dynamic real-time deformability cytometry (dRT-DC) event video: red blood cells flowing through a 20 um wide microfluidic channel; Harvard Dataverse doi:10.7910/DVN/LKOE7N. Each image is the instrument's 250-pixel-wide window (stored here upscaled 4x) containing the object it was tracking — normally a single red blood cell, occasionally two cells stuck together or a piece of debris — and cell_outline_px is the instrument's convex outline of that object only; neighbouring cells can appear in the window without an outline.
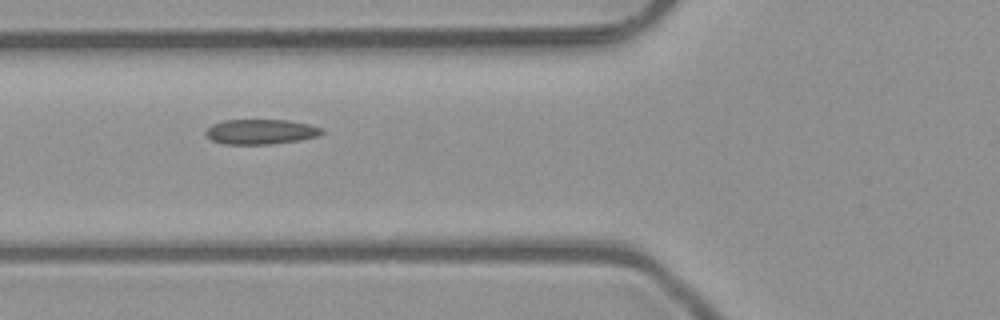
{"species": "common noctule bat (a hibernating species)", "species_latin": "Nyctalus noctula", "temperature_condition": "room temperature", "stored_images_in_passage": 9, "camera_frame_rate_fps": 3000, "um_per_image_px": 0.085, "animal": {"sex": "male", "body_mass_g": 23.1, "forearm_length_mm": 52.7}, "frame": {"image": 1, "passage_image": 7, "time_ms": 2.0, "image_size_px": [1000, 320], "cell_outline_px": [[324, 132], [316, 136], [300, 140], [272, 144], [224, 144], [212, 140], [204, 132], [212, 124], [224, 120], [288, 120], [308, 124], [324, 128]], "centroid_in_image_um": [22.17, 11.19], "position_along_channel_um": 103.6, "area_um2": 16.88}}
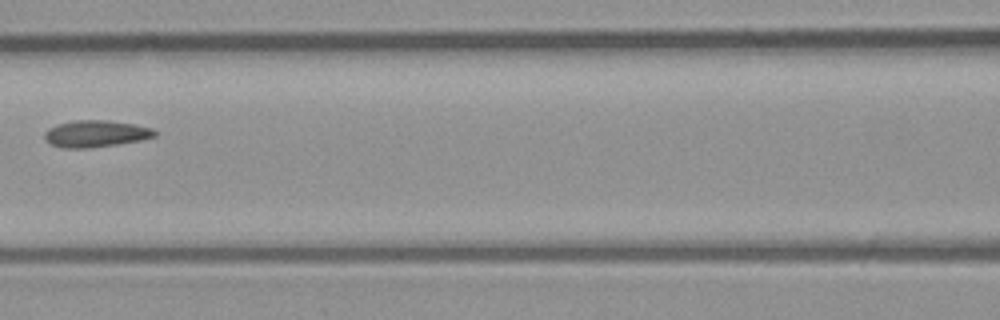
{"frame": {"image": 2, "passage_image": 8, "time_ms": 2.333, "image_size_px": [1000, 320], "cell_outline_px": [[156, 136], [140, 140], [116, 144], [88, 148], [60, 148], [44, 140], [44, 132], [48, 128], [56, 124], [72, 120], [108, 120], [136, 124], [152, 128], [156, 132]], "centroid_in_image_um": [8.1, 11.35], "position_along_channel_um": 158.5, "area_um2": 17.34}}
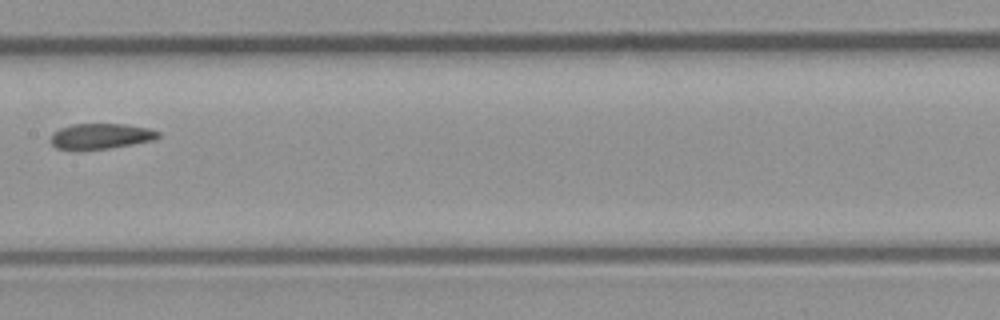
{"frame": {"image": 3, "passage_image": 9, "time_ms": 2.667, "image_size_px": [1000, 320], "cell_outline_px": [[160, 136], [156, 140], [108, 148], [56, 148], [52, 144], [52, 132], [60, 128], [72, 124], [124, 124], [148, 128], [160, 132]], "centroid_in_image_um": [8.62, 11.55], "position_along_channel_um": 198.8, "area_um2": 15.61}}